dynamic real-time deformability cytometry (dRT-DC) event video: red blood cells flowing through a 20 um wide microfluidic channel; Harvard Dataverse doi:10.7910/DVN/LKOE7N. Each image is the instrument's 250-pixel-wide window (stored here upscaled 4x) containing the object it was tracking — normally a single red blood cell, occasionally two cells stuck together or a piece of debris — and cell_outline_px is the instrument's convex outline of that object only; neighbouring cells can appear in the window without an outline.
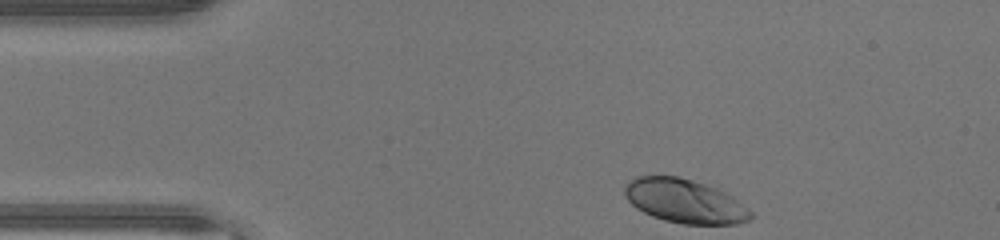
{"species": "human", "species_latin": "Homo sapiens", "temperature_condition": "warm", "stored_images_in_passage": 32, "camera_frame_rate_fps": 3000, "um_per_image_px": 0.085, "donor": {"sex": "male"}, "frame": {"image": 1, "passage_image": 1, "time_ms": 0.0, "image_size_px": [1000, 240], "cell_outline_px": [[756, 216], [748, 220], [736, 224], [684, 224], [664, 220], [652, 216], [636, 208], [624, 196], [624, 184], [628, 180], [636, 176], [676, 176], [692, 180], [716, 188], [732, 196], [748, 208]], "centroid_in_image_um": [58.18, 17.09], "position_along_channel_um": 26.8, "area_um2": 32.31}}
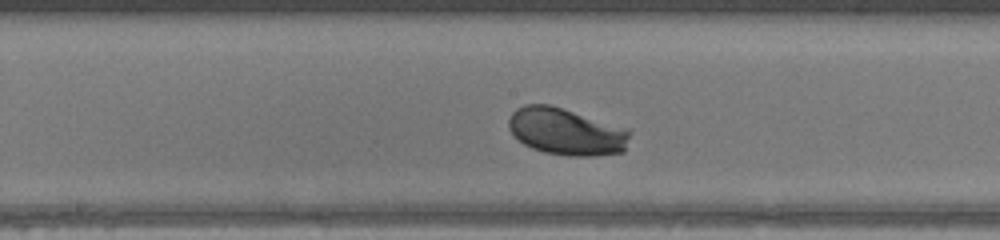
{"frame": {"image": 2, "passage_image": 17, "time_ms": 5.333, "image_size_px": [1000, 240], "cell_outline_px": [[632, 132], [624, 152], [592, 156], [568, 156], [544, 152], [532, 148], [524, 144], [508, 128], [508, 120], [512, 112], [516, 108], [524, 104], [548, 104], [628, 128]], "centroid_in_image_um": [48.15, 11.19], "position_along_channel_um": 200.1, "area_um2": 33.23}}
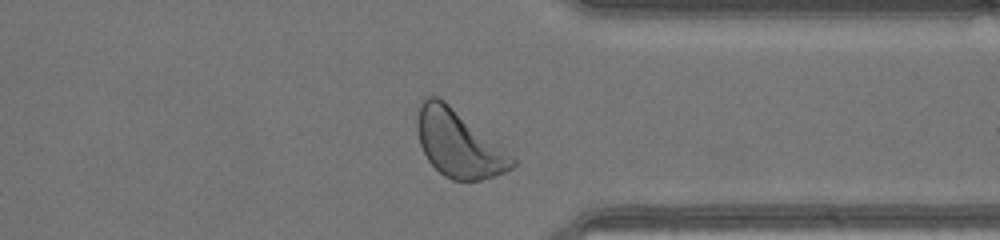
{"frame": {"image": 3, "passage_image": 29, "time_ms": 9.333, "image_size_px": [1000, 240], "cell_outline_px": [[516, 164], [512, 168], [504, 172], [480, 180], [452, 180], [444, 176], [428, 160], [420, 144], [416, 128], [416, 120], [420, 104], [424, 96], [436, 96], [444, 100], [500, 144], [516, 160]], "centroid_in_image_um": [38.97, 12.19], "position_along_channel_um": 372.4, "area_um2": 36.93}, "authors_computed_cell_mechanics": {"area_um2": 32.1368, "velocity_mm_per_s": 4.4043, "shape_relaxation_time_tau1_ms": 0.6343, "shape_relaxation_time_tau2_ms": 4.9619, "deformation_change_tau1": 0.0738, "deformation_change_tau2": 0.1595}}